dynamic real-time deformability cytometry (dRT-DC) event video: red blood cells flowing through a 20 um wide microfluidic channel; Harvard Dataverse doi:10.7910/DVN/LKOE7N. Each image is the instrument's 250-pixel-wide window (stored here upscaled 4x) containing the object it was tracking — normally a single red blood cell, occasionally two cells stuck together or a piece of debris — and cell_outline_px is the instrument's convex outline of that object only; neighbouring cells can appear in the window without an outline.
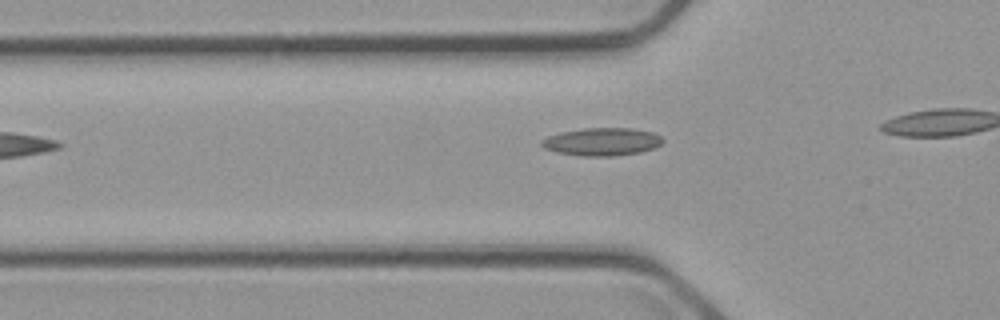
{"species": "common noctule bat (a hibernating species)", "species_latin": "Nyctalus noctula", "temperature_condition": "cold", "stored_images_in_passage": 9, "camera_frame_rate_fps": 3000, "um_per_image_px": 0.085, "animal": {"sex": "male", "body_mass_g": 23.1, "forearm_length_mm": 52.7}, "frame": {"image": 1, "passage_image": 3, "time_ms": 0.667, "image_size_px": [1000, 320], "cell_outline_px": [[664, 140], [660, 144], [652, 148], [640, 152], [612, 156], [580, 156], [560, 152], [544, 148], [540, 144], [540, 140], [548, 136], [560, 132], [584, 128], [632, 128], [652, 132], [660, 136]], "centroid_in_image_um": [51.15, 12.04], "position_along_channel_um": 74.7, "area_um2": 19.54}}
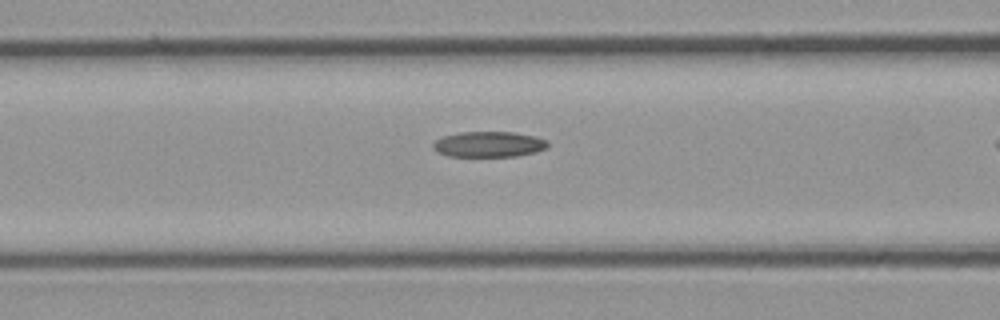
{"frame": {"image": 2, "passage_image": 7, "time_ms": 2.0, "image_size_px": [1000, 320], "cell_outline_px": [[548, 148], [536, 152], [516, 156], [448, 156], [436, 152], [432, 148], [432, 144], [436, 140], [444, 136], [460, 132], [512, 132], [536, 136], [548, 140]], "centroid_in_image_um": [41.56, 12.26], "position_along_channel_um": 125.0, "area_um2": 17.22}}